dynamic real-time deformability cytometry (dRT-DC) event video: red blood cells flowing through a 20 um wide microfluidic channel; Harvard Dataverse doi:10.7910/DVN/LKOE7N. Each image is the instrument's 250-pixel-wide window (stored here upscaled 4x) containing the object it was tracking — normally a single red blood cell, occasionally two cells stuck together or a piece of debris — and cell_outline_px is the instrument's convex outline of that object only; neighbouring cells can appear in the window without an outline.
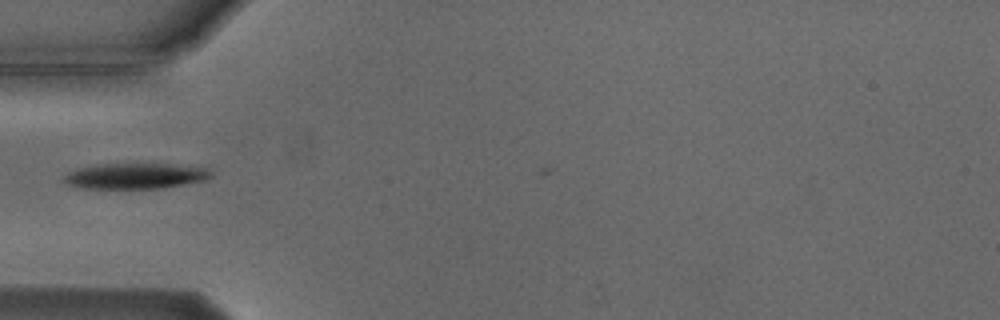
{"species": "Egyptian fruit bat (a non-hibernating species)", "species_latin": "Rousettus aegyptiacus", "temperature_condition": "cold", "stored_images_in_passage": 4, "camera_frame_rate_fps": 3000, "um_per_image_px": 0.085, "animal": {"sex": "male"}, "frame": {"image": 1, "passage_image": 3, "time_ms": 3.333, "image_size_px": [1000, 320], "cell_outline_px": [[212, 176], [208, 180], [164, 188], [84, 188], [68, 184], [64, 180], [64, 176], [68, 172], [80, 168], [104, 164], [168, 164], [208, 168], [212, 172]], "centroid_in_image_um": [11.58, 14.96], "position_along_channel_um": 73.4, "area_um2": 21.79}}
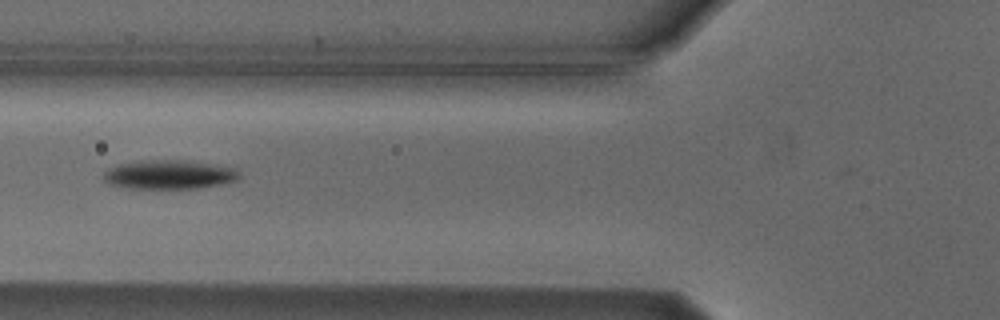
{"frame": {"image": 2, "passage_image": 4, "time_ms": 4.333, "image_size_px": [1000, 320], "cell_outline_px": [[240, 176], [236, 180], [220, 184], [196, 188], [132, 188], [112, 184], [104, 180], [104, 172], [120, 164], [152, 160], [184, 160], [236, 168], [240, 172]], "centroid_in_image_um": [14.44, 14.84], "position_along_channel_um": 111.4, "area_um2": 22.37}}